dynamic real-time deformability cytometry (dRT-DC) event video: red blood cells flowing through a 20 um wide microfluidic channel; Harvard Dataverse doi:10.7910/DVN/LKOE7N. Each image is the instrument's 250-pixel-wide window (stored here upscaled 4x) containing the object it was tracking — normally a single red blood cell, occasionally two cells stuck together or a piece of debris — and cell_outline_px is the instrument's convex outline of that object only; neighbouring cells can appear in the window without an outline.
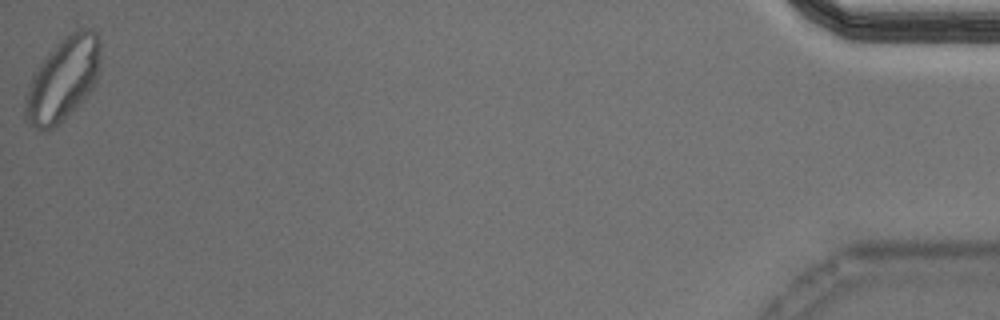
{"species": "Egyptian fruit bat (a non-hibernating species)", "species_latin": "Rousettus aegyptiacus", "temperature_condition": "cold", "stored_images_in_passage": 47, "segment_of_instrument_passage": [2, 2], "camera_frame_rate_fps": 3000, "um_per_image_px": 0.085, "animal": {"sex": "male"}, "frame": {"image": 1, "passage_image": 47, "time_ms": 15.333, "image_size_px": [1000, 320], "cell_outline_px": [[100, 60], [96, 80], [92, 88], [52, 128], [44, 132], [40, 132], [28, 124], [24, 116], [24, 96], [32, 76], [48, 52], [64, 36], [80, 28], [88, 28], [96, 32], [100, 40]], "centroid_in_image_um": [5.31, 6.71], "position_along_channel_um": 429.9, "area_um2": 36.01}}